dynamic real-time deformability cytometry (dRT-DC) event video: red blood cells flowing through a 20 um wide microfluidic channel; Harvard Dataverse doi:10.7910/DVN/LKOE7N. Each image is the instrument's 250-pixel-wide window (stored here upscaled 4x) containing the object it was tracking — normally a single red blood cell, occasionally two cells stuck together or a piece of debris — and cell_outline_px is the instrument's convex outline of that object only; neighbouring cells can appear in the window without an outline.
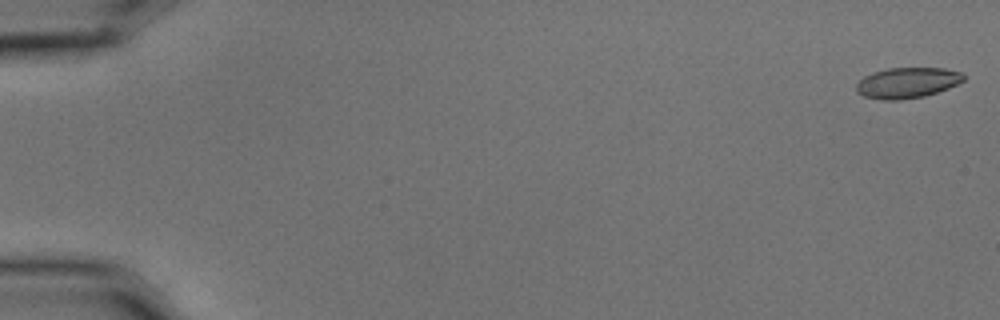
{"species": "common noctule bat (a hibernating species)", "species_latin": "Nyctalus noctula", "temperature_condition": "cold", "stored_images_in_passage": 11, "camera_frame_rate_fps": 3000, "um_per_image_px": 0.085, "animal": {"sex": "male", "body_mass_g": 15.6}, "frame": {"image": 1, "passage_image": 1, "time_ms": 0.0, "image_size_px": [1000, 320], "cell_outline_px": [[964, 80], [948, 88], [924, 96], [900, 100], [880, 100], [864, 96], [856, 92], [856, 84], [864, 76], [872, 72], [888, 68], [944, 68], [964, 72]], "centroid_in_image_um": [77.1, 7.03], "position_along_channel_um": 7.9, "area_um2": 19.25}}
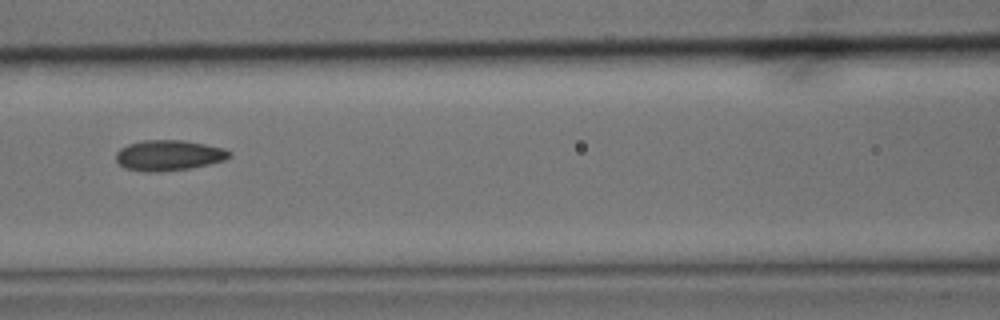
{"frame": {"image": 2, "passage_image": 7, "time_ms": 2.0, "image_size_px": [1000, 320], "cell_outline_px": [[232, 156], [224, 160], [208, 164], [188, 168], [156, 172], [144, 172], [124, 168], [116, 160], [116, 152], [120, 148], [128, 144], [144, 140], [184, 140], [224, 148], [232, 152]], "centroid_in_image_um": [14.33, 13.2], "position_along_channel_um": 152.3, "area_um2": 20.17}}
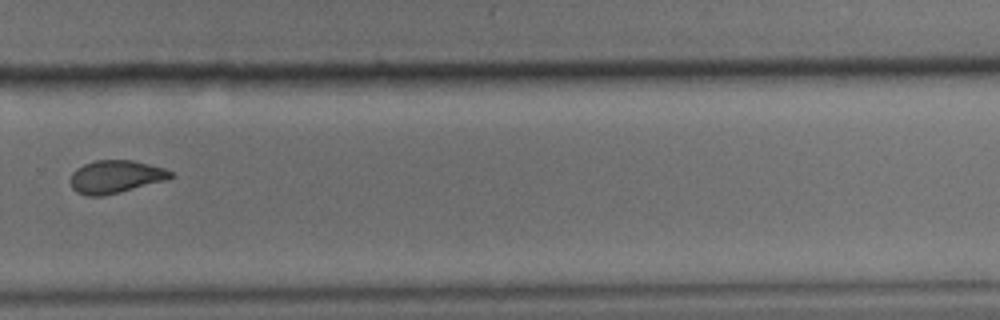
{"frame": {"image": 3, "passage_image": 11, "time_ms": 3.333, "image_size_px": [1000, 320], "cell_outline_px": [[172, 176], [168, 180], [104, 196], [88, 196], [76, 192], [72, 188], [72, 172], [76, 168], [84, 164], [96, 160], [132, 160], [164, 168], [172, 172]], "centroid_in_image_um": [9.83, 15.03], "position_along_channel_um": 320.0, "area_um2": 19.13}}